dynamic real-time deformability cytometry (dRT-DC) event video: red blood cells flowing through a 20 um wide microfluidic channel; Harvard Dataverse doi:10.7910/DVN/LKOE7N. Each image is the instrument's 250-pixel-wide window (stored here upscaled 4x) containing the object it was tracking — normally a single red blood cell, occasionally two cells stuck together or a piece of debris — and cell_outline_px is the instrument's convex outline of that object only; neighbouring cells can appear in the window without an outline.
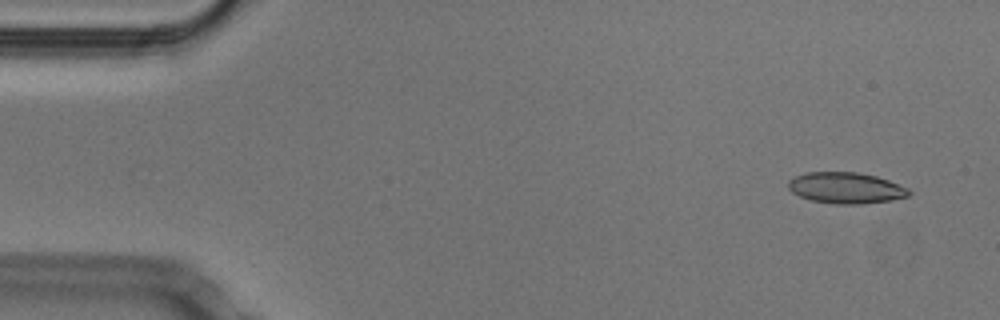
{"species": "Egyptian fruit bat (a non-hibernating species)", "species_latin": "Rousettus aegyptiacus", "temperature_condition": "cold", "stored_images_in_passage": 51, "camera_frame_rate_fps": 3000, "um_per_image_px": 0.085, "animal": {"sex": "male"}, "frame": {"image": 1, "passage_image": 2, "time_ms": 0.333, "image_size_px": [1000, 320], "cell_outline_px": [[912, 192], [908, 196], [892, 200], [860, 204], [836, 204], [812, 200], [800, 196], [792, 192], [788, 188], [788, 180], [804, 172], [856, 172], [876, 176], [888, 180], [908, 188]], "centroid_in_image_um": [71.9, 15.97], "position_along_channel_um": 13.1, "area_um2": 21.85}}
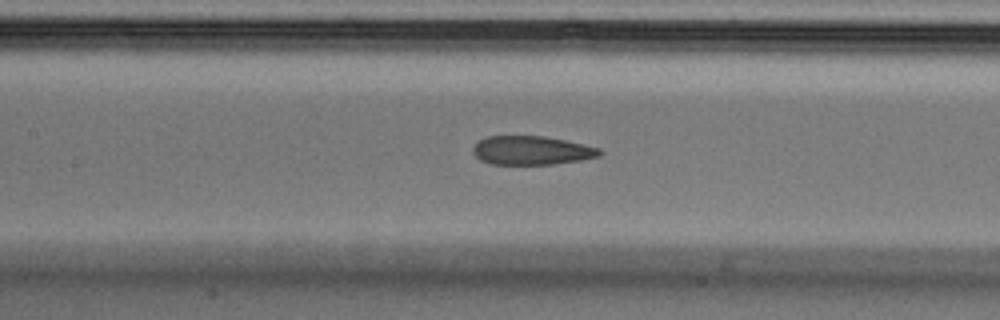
{"frame": {"image": 2, "passage_image": 22, "time_ms": 7.0, "image_size_px": [1000, 320], "cell_outline_px": [[604, 152], [600, 156], [580, 160], [552, 164], [492, 164], [480, 160], [472, 152], [472, 148], [484, 136], [544, 136], [584, 144], [600, 148]], "centroid_in_image_um": [45.19, 12.78], "position_along_channel_um": 162.2, "area_um2": 21.27}}
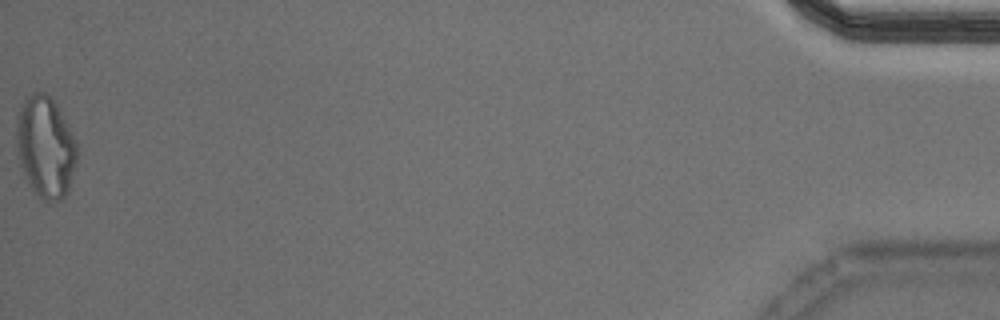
{"frame": {"image": 3, "passage_image": 51, "time_ms": 16.667, "image_size_px": [1000, 320], "cell_outline_px": [[76, 160], [68, 192], [60, 200], [44, 200], [28, 184], [20, 164], [16, 144], [16, 120], [20, 108], [24, 100], [28, 96], [36, 92], [44, 92], [56, 104], [76, 144]], "centroid_in_image_um": [3.83, 12.5], "position_along_channel_um": 431.4, "area_um2": 35.03}, "authors_computed_cell_mechanics": {"area_um2": 22.542, "velocity_mm_per_s": 3.8156, "shape_relaxation_time_tau1_ms": 9.1704, "shape_relaxation_time_tau2_ms": 2.8275, "deformation_change_tau1": 0.2133, "deformation_change_tau2": 0.1139}}